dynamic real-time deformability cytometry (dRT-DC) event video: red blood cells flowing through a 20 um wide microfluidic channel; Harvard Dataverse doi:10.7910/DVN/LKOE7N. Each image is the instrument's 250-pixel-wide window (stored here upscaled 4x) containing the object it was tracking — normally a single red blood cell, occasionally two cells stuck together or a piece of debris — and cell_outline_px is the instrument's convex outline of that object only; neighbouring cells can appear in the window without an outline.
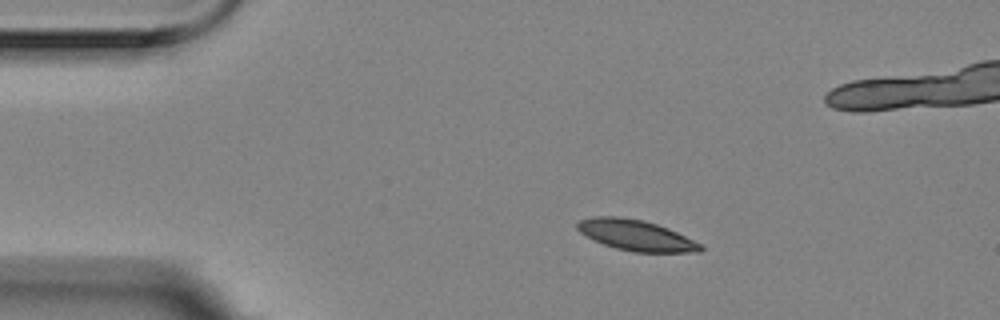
{"species": "Egyptian fruit bat (a non-hibernating species)", "species_latin": "Rousettus aegyptiacus", "temperature_condition": "room temperature", "stored_images_in_passage": 5, "camera_frame_rate_fps": 3000, "um_per_image_px": 0.085, "animal": {"sex": "female"}, "frame": {"image": 1, "passage_image": 2, "time_ms": 0.333, "image_size_px": [1000, 320], "cell_outline_px": [[704, 248], [700, 252], [632, 252], [616, 248], [604, 244], [580, 232], [576, 228], [576, 224], [580, 220], [596, 216], [620, 216], [644, 220], [668, 228], [704, 244]], "centroid_in_image_um": [54.11, 20.0], "position_along_channel_um": 30.9, "area_um2": 22.08}}